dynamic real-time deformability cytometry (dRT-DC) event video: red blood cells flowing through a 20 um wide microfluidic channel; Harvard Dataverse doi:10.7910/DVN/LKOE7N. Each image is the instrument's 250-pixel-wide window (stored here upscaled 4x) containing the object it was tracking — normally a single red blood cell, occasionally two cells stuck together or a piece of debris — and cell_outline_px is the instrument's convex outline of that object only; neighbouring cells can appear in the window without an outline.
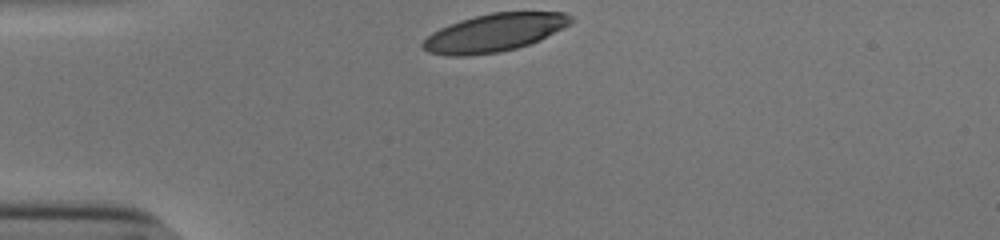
{"species": "human", "species_latin": "Homo sapiens", "temperature_condition": "cold", "stored_images_in_passage": 4, "camera_frame_rate_fps": 3000, "um_per_image_px": 0.085, "donor": {"sex": "male"}, "frame": {"image": 1, "passage_image": 1, "time_ms": 0.0, "image_size_px": [1000, 240], "cell_outline_px": [[572, 20], [568, 24], [540, 40], [516, 48], [500, 52], [464, 56], [448, 56], [428, 52], [420, 48], [420, 44], [432, 32], [448, 24], [460, 20], [492, 12], [564, 12], [572, 16]], "centroid_in_image_um": [41.96, 2.79], "position_along_channel_um": 43.0, "area_um2": 32.54}}